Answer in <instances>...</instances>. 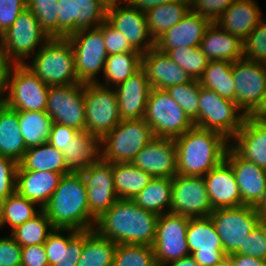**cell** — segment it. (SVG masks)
I'll return each instance as SVG.
<instances>
[{"instance_id": "obj_33", "label": "cell", "mask_w": 266, "mask_h": 266, "mask_svg": "<svg viewBox=\"0 0 266 266\" xmlns=\"http://www.w3.org/2000/svg\"><path fill=\"white\" fill-rule=\"evenodd\" d=\"M27 149L19 128L18 111L4 104L0 108V156L19 163Z\"/></svg>"}, {"instance_id": "obj_64", "label": "cell", "mask_w": 266, "mask_h": 266, "mask_svg": "<svg viewBox=\"0 0 266 266\" xmlns=\"http://www.w3.org/2000/svg\"><path fill=\"white\" fill-rule=\"evenodd\" d=\"M213 266H231V265H230V261L227 257L226 259H224L220 263L214 264Z\"/></svg>"}, {"instance_id": "obj_59", "label": "cell", "mask_w": 266, "mask_h": 266, "mask_svg": "<svg viewBox=\"0 0 266 266\" xmlns=\"http://www.w3.org/2000/svg\"><path fill=\"white\" fill-rule=\"evenodd\" d=\"M165 266H199V264L190 255V256L172 261V262L166 264Z\"/></svg>"}, {"instance_id": "obj_61", "label": "cell", "mask_w": 266, "mask_h": 266, "mask_svg": "<svg viewBox=\"0 0 266 266\" xmlns=\"http://www.w3.org/2000/svg\"><path fill=\"white\" fill-rule=\"evenodd\" d=\"M256 119L265 120L266 119V95L263 104L258 109V111L253 115Z\"/></svg>"}, {"instance_id": "obj_13", "label": "cell", "mask_w": 266, "mask_h": 266, "mask_svg": "<svg viewBox=\"0 0 266 266\" xmlns=\"http://www.w3.org/2000/svg\"><path fill=\"white\" fill-rule=\"evenodd\" d=\"M227 255L243 245L246 236L262 221L254 206L215 209L210 214Z\"/></svg>"}, {"instance_id": "obj_52", "label": "cell", "mask_w": 266, "mask_h": 266, "mask_svg": "<svg viewBox=\"0 0 266 266\" xmlns=\"http://www.w3.org/2000/svg\"><path fill=\"white\" fill-rule=\"evenodd\" d=\"M190 10L215 22L235 0H189Z\"/></svg>"}, {"instance_id": "obj_47", "label": "cell", "mask_w": 266, "mask_h": 266, "mask_svg": "<svg viewBox=\"0 0 266 266\" xmlns=\"http://www.w3.org/2000/svg\"><path fill=\"white\" fill-rule=\"evenodd\" d=\"M58 0H27V8L51 37H58Z\"/></svg>"}, {"instance_id": "obj_19", "label": "cell", "mask_w": 266, "mask_h": 266, "mask_svg": "<svg viewBox=\"0 0 266 266\" xmlns=\"http://www.w3.org/2000/svg\"><path fill=\"white\" fill-rule=\"evenodd\" d=\"M79 173L85 183L89 212L98 219L119 199L115 192L112 163L100 158Z\"/></svg>"}, {"instance_id": "obj_26", "label": "cell", "mask_w": 266, "mask_h": 266, "mask_svg": "<svg viewBox=\"0 0 266 266\" xmlns=\"http://www.w3.org/2000/svg\"><path fill=\"white\" fill-rule=\"evenodd\" d=\"M120 119H142L151 90L145 71L141 68L115 88Z\"/></svg>"}, {"instance_id": "obj_48", "label": "cell", "mask_w": 266, "mask_h": 266, "mask_svg": "<svg viewBox=\"0 0 266 266\" xmlns=\"http://www.w3.org/2000/svg\"><path fill=\"white\" fill-rule=\"evenodd\" d=\"M243 58L266 64V18L242 41Z\"/></svg>"}, {"instance_id": "obj_40", "label": "cell", "mask_w": 266, "mask_h": 266, "mask_svg": "<svg viewBox=\"0 0 266 266\" xmlns=\"http://www.w3.org/2000/svg\"><path fill=\"white\" fill-rule=\"evenodd\" d=\"M199 81L201 86L217 92L222 98L236 102L231 62L224 60L209 61Z\"/></svg>"}, {"instance_id": "obj_54", "label": "cell", "mask_w": 266, "mask_h": 266, "mask_svg": "<svg viewBox=\"0 0 266 266\" xmlns=\"http://www.w3.org/2000/svg\"><path fill=\"white\" fill-rule=\"evenodd\" d=\"M22 247L10 236H0V266H21Z\"/></svg>"}, {"instance_id": "obj_55", "label": "cell", "mask_w": 266, "mask_h": 266, "mask_svg": "<svg viewBox=\"0 0 266 266\" xmlns=\"http://www.w3.org/2000/svg\"><path fill=\"white\" fill-rule=\"evenodd\" d=\"M78 132L79 131L66 125L53 123L48 143L56 147L62 153H65L66 147L72 142V139Z\"/></svg>"}, {"instance_id": "obj_51", "label": "cell", "mask_w": 266, "mask_h": 266, "mask_svg": "<svg viewBox=\"0 0 266 266\" xmlns=\"http://www.w3.org/2000/svg\"><path fill=\"white\" fill-rule=\"evenodd\" d=\"M103 38L108 56L118 53H140L122 33L113 28L106 20L103 22Z\"/></svg>"}, {"instance_id": "obj_43", "label": "cell", "mask_w": 266, "mask_h": 266, "mask_svg": "<svg viewBox=\"0 0 266 266\" xmlns=\"http://www.w3.org/2000/svg\"><path fill=\"white\" fill-rule=\"evenodd\" d=\"M54 229L50 219L42 210L34 218L27 220L22 225L9 232V235H11L21 247H26L44 244L49 234Z\"/></svg>"}, {"instance_id": "obj_21", "label": "cell", "mask_w": 266, "mask_h": 266, "mask_svg": "<svg viewBox=\"0 0 266 266\" xmlns=\"http://www.w3.org/2000/svg\"><path fill=\"white\" fill-rule=\"evenodd\" d=\"M153 178H173L177 174L176 143L172 138H153L131 162Z\"/></svg>"}, {"instance_id": "obj_57", "label": "cell", "mask_w": 266, "mask_h": 266, "mask_svg": "<svg viewBox=\"0 0 266 266\" xmlns=\"http://www.w3.org/2000/svg\"><path fill=\"white\" fill-rule=\"evenodd\" d=\"M227 257L231 266H266V261L249 255L232 253Z\"/></svg>"}, {"instance_id": "obj_17", "label": "cell", "mask_w": 266, "mask_h": 266, "mask_svg": "<svg viewBox=\"0 0 266 266\" xmlns=\"http://www.w3.org/2000/svg\"><path fill=\"white\" fill-rule=\"evenodd\" d=\"M58 37L67 38L78 30L98 28L107 7L99 0H58Z\"/></svg>"}, {"instance_id": "obj_15", "label": "cell", "mask_w": 266, "mask_h": 266, "mask_svg": "<svg viewBox=\"0 0 266 266\" xmlns=\"http://www.w3.org/2000/svg\"><path fill=\"white\" fill-rule=\"evenodd\" d=\"M46 113L53 123L85 131L84 84L49 86Z\"/></svg>"}, {"instance_id": "obj_36", "label": "cell", "mask_w": 266, "mask_h": 266, "mask_svg": "<svg viewBox=\"0 0 266 266\" xmlns=\"http://www.w3.org/2000/svg\"><path fill=\"white\" fill-rule=\"evenodd\" d=\"M112 172L119 199L133 200L153 178L132 163H112Z\"/></svg>"}, {"instance_id": "obj_44", "label": "cell", "mask_w": 266, "mask_h": 266, "mask_svg": "<svg viewBox=\"0 0 266 266\" xmlns=\"http://www.w3.org/2000/svg\"><path fill=\"white\" fill-rule=\"evenodd\" d=\"M175 64L183 68L194 80H199L208 66L209 59L198 47H177L166 53Z\"/></svg>"}, {"instance_id": "obj_18", "label": "cell", "mask_w": 266, "mask_h": 266, "mask_svg": "<svg viewBox=\"0 0 266 266\" xmlns=\"http://www.w3.org/2000/svg\"><path fill=\"white\" fill-rule=\"evenodd\" d=\"M186 238L190 255L199 266H213L227 258L210 216L189 218Z\"/></svg>"}, {"instance_id": "obj_42", "label": "cell", "mask_w": 266, "mask_h": 266, "mask_svg": "<svg viewBox=\"0 0 266 266\" xmlns=\"http://www.w3.org/2000/svg\"><path fill=\"white\" fill-rule=\"evenodd\" d=\"M37 206V207H36ZM43 209L35 202L21 196L17 191L0 202V229L10 226V232L27 220L34 218Z\"/></svg>"}, {"instance_id": "obj_46", "label": "cell", "mask_w": 266, "mask_h": 266, "mask_svg": "<svg viewBox=\"0 0 266 266\" xmlns=\"http://www.w3.org/2000/svg\"><path fill=\"white\" fill-rule=\"evenodd\" d=\"M200 88V81L193 80L184 84L172 85L166 90L188 117L194 121L198 117Z\"/></svg>"}, {"instance_id": "obj_24", "label": "cell", "mask_w": 266, "mask_h": 266, "mask_svg": "<svg viewBox=\"0 0 266 266\" xmlns=\"http://www.w3.org/2000/svg\"><path fill=\"white\" fill-rule=\"evenodd\" d=\"M212 21L189 10L184 18L155 41V47L167 53L177 47H198Z\"/></svg>"}, {"instance_id": "obj_10", "label": "cell", "mask_w": 266, "mask_h": 266, "mask_svg": "<svg viewBox=\"0 0 266 266\" xmlns=\"http://www.w3.org/2000/svg\"><path fill=\"white\" fill-rule=\"evenodd\" d=\"M74 50L76 76L80 83H97L108 57L103 23L95 29H82L67 37Z\"/></svg>"}, {"instance_id": "obj_8", "label": "cell", "mask_w": 266, "mask_h": 266, "mask_svg": "<svg viewBox=\"0 0 266 266\" xmlns=\"http://www.w3.org/2000/svg\"><path fill=\"white\" fill-rule=\"evenodd\" d=\"M245 117L236 102L201 86L198 117L193 121L196 127L218 132L230 141L240 130Z\"/></svg>"}, {"instance_id": "obj_53", "label": "cell", "mask_w": 266, "mask_h": 266, "mask_svg": "<svg viewBox=\"0 0 266 266\" xmlns=\"http://www.w3.org/2000/svg\"><path fill=\"white\" fill-rule=\"evenodd\" d=\"M27 8V0H0V36L14 23Z\"/></svg>"}, {"instance_id": "obj_49", "label": "cell", "mask_w": 266, "mask_h": 266, "mask_svg": "<svg viewBox=\"0 0 266 266\" xmlns=\"http://www.w3.org/2000/svg\"><path fill=\"white\" fill-rule=\"evenodd\" d=\"M235 253L266 261V221H261L246 236L243 245Z\"/></svg>"}, {"instance_id": "obj_25", "label": "cell", "mask_w": 266, "mask_h": 266, "mask_svg": "<svg viewBox=\"0 0 266 266\" xmlns=\"http://www.w3.org/2000/svg\"><path fill=\"white\" fill-rule=\"evenodd\" d=\"M203 179L213 210L244 205L231 165L225 159Z\"/></svg>"}, {"instance_id": "obj_50", "label": "cell", "mask_w": 266, "mask_h": 266, "mask_svg": "<svg viewBox=\"0 0 266 266\" xmlns=\"http://www.w3.org/2000/svg\"><path fill=\"white\" fill-rule=\"evenodd\" d=\"M18 166L15 160L0 156V202L16 191Z\"/></svg>"}, {"instance_id": "obj_65", "label": "cell", "mask_w": 266, "mask_h": 266, "mask_svg": "<svg viewBox=\"0 0 266 266\" xmlns=\"http://www.w3.org/2000/svg\"><path fill=\"white\" fill-rule=\"evenodd\" d=\"M4 105V96L3 92H0V108Z\"/></svg>"}, {"instance_id": "obj_41", "label": "cell", "mask_w": 266, "mask_h": 266, "mask_svg": "<svg viewBox=\"0 0 266 266\" xmlns=\"http://www.w3.org/2000/svg\"><path fill=\"white\" fill-rule=\"evenodd\" d=\"M18 123L27 148L48 142L53 121L46 112L18 111Z\"/></svg>"}, {"instance_id": "obj_63", "label": "cell", "mask_w": 266, "mask_h": 266, "mask_svg": "<svg viewBox=\"0 0 266 266\" xmlns=\"http://www.w3.org/2000/svg\"><path fill=\"white\" fill-rule=\"evenodd\" d=\"M5 64L3 63L2 55L0 53V92H3V73L5 69Z\"/></svg>"}, {"instance_id": "obj_62", "label": "cell", "mask_w": 266, "mask_h": 266, "mask_svg": "<svg viewBox=\"0 0 266 266\" xmlns=\"http://www.w3.org/2000/svg\"><path fill=\"white\" fill-rule=\"evenodd\" d=\"M103 5H105L107 8L112 7L114 5L124 3L126 0H99Z\"/></svg>"}, {"instance_id": "obj_39", "label": "cell", "mask_w": 266, "mask_h": 266, "mask_svg": "<svg viewBox=\"0 0 266 266\" xmlns=\"http://www.w3.org/2000/svg\"><path fill=\"white\" fill-rule=\"evenodd\" d=\"M172 178H152L133 201L142 209L158 215L170 213Z\"/></svg>"}, {"instance_id": "obj_1", "label": "cell", "mask_w": 266, "mask_h": 266, "mask_svg": "<svg viewBox=\"0 0 266 266\" xmlns=\"http://www.w3.org/2000/svg\"><path fill=\"white\" fill-rule=\"evenodd\" d=\"M158 216L142 209L133 200L118 199L96 219L94 230L116 244L152 246Z\"/></svg>"}, {"instance_id": "obj_28", "label": "cell", "mask_w": 266, "mask_h": 266, "mask_svg": "<svg viewBox=\"0 0 266 266\" xmlns=\"http://www.w3.org/2000/svg\"><path fill=\"white\" fill-rule=\"evenodd\" d=\"M83 244L84 231L55 228L43 244L48 265L77 266Z\"/></svg>"}, {"instance_id": "obj_30", "label": "cell", "mask_w": 266, "mask_h": 266, "mask_svg": "<svg viewBox=\"0 0 266 266\" xmlns=\"http://www.w3.org/2000/svg\"><path fill=\"white\" fill-rule=\"evenodd\" d=\"M62 176L51 171L17 170L16 191L43 209Z\"/></svg>"}, {"instance_id": "obj_5", "label": "cell", "mask_w": 266, "mask_h": 266, "mask_svg": "<svg viewBox=\"0 0 266 266\" xmlns=\"http://www.w3.org/2000/svg\"><path fill=\"white\" fill-rule=\"evenodd\" d=\"M2 91L4 104L13 110L46 112L49 86L24 64L5 66Z\"/></svg>"}, {"instance_id": "obj_35", "label": "cell", "mask_w": 266, "mask_h": 266, "mask_svg": "<svg viewBox=\"0 0 266 266\" xmlns=\"http://www.w3.org/2000/svg\"><path fill=\"white\" fill-rule=\"evenodd\" d=\"M189 10V0H176L149 9L145 15L150 36L156 41L168 29L181 21Z\"/></svg>"}, {"instance_id": "obj_23", "label": "cell", "mask_w": 266, "mask_h": 266, "mask_svg": "<svg viewBox=\"0 0 266 266\" xmlns=\"http://www.w3.org/2000/svg\"><path fill=\"white\" fill-rule=\"evenodd\" d=\"M230 147L242 158L266 170V121L246 116Z\"/></svg>"}, {"instance_id": "obj_56", "label": "cell", "mask_w": 266, "mask_h": 266, "mask_svg": "<svg viewBox=\"0 0 266 266\" xmlns=\"http://www.w3.org/2000/svg\"><path fill=\"white\" fill-rule=\"evenodd\" d=\"M21 266H49L44 245L22 247Z\"/></svg>"}, {"instance_id": "obj_27", "label": "cell", "mask_w": 266, "mask_h": 266, "mask_svg": "<svg viewBox=\"0 0 266 266\" xmlns=\"http://www.w3.org/2000/svg\"><path fill=\"white\" fill-rule=\"evenodd\" d=\"M142 69L145 71L151 88L167 89L172 85L191 82L189 74L157 47L142 55Z\"/></svg>"}, {"instance_id": "obj_22", "label": "cell", "mask_w": 266, "mask_h": 266, "mask_svg": "<svg viewBox=\"0 0 266 266\" xmlns=\"http://www.w3.org/2000/svg\"><path fill=\"white\" fill-rule=\"evenodd\" d=\"M225 160L231 165L243 204L256 207L266 191V170L240 157L230 146Z\"/></svg>"}, {"instance_id": "obj_9", "label": "cell", "mask_w": 266, "mask_h": 266, "mask_svg": "<svg viewBox=\"0 0 266 266\" xmlns=\"http://www.w3.org/2000/svg\"><path fill=\"white\" fill-rule=\"evenodd\" d=\"M143 119L157 138L175 139L195 126L166 89L151 88Z\"/></svg>"}, {"instance_id": "obj_31", "label": "cell", "mask_w": 266, "mask_h": 266, "mask_svg": "<svg viewBox=\"0 0 266 266\" xmlns=\"http://www.w3.org/2000/svg\"><path fill=\"white\" fill-rule=\"evenodd\" d=\"M200 48L209 61L224 60L231 63L243 58L242 40L212 22L206 29Z\"/></svg>"}, {"instance_id": "obj_11", "label": "cell", "mask_w": 266, "mask_h": 266, "mask_svg": "<svg viewBox=\"0 0 266 266\" xmlns=\"http://www.w3.org/2000/svg\"><path fill=\"white\" fill-rule=\"evenodd\" d=\"M85 131L100 140L120 122L116 91L99 83H84Z\"/></svg>"}, {"instance_id": "obj_45", "label": "cell", "mask_w": 266, "mask_h": 266, "mask_svg": "<svg viewBox=\"0 0 266 266\" xmlns=\"http://www.w3.org/2000/svg\"><path fill=\"white\" fill-rule=\"evenodd\" d=\"M152 246L136 244H117L113 266H156Z\"/></svg>"}, {"instance_id": "obj_2", "label": "cell", "mask_w": 266, "mask_h": 266, "mask_svg": "<svg viewBox=\"0 0 266 266\" xmlns=\"http://www.w3.org/2000/svg\"><path fill=\"white\" fill-rule=\"evenodd\" d=\"M43 211L54 228L87 231L96 219L89 212L87 191L79 172L63 175Z\"/></svg>"}, {"instance_id": "obj_58", "label": "cell", "mask_w": 266, "mask_h": 266, "mask_svg": "<svg viewBox=\"0 0 266 266\" xmlns=\"http://www.w3.org/2000/svg\"><path fill=\"white\" fill-rule=\"evenodd\" d=\"M174 1L176 0H126L131 7L143 12H147L149 9L155 6L171 3Z\"/></svg>"}, {"instance_id": "obj_7", "label": "cell", "mask_w": 266, "mask_h": 266, "mask_svg": "<svg viewBox=\"0 0 266 266\" xmlns=\"http://www.w3.org/2000/svg\"><path fill=\"white\" fill-rule=\"evenodd\" d=\"M153 138L152 129L143 118L121 120L100 140L101 159L110 163H131Z\"/></svg>"}, {"instance_id": "obj_38", "label": "cell", "mask_w": 266, "mask_h": 266, "mask_svg": "<svg viewBox=\"0 0 266 266\" xmlns=\"http://www.w3.org/2000/svg\"><path fill=\"white\" fill-rule=\"evenodd\" d=\"M142 53H118L109 55L103 71L104 82L97 83L115 88L142 68Z\"/></svg>"}, {"instance_id": "obj_14", "label": "cell", "mask_w": 266, "mask_h": 266, "mask_svg": "<svg viewBox=\"0 0 266 266\" xmlns=\"http://www.w3.org/2000/svg\"><path fill=\"white\" fill-rule=\"evenodd\" d=\"M188 224L187 216L173 213L158 216L155 239L152 244L157 264L166 265L190 256L186 238Z\"/></svg>"}, {"instance_id": "obj_20", "label": "cell", "mask_w": 266, "mask_h": 266, "mask_svg": "<svg viewBox=\"0 0 266 266\" xmlns=\"http://www.w3.org/2000/svg\"><path fill=\"white\" fill-rule=\"evenodd\" d=\"M106 21L120 33L140 53L155 47L150 36L145 12L131 7L127 2L107 8Z\"/></svg>"}, {"instance_id": "obj_3", "label": "cell", "mask_w": 266, "mask_h": 266, "mask_svg": "<svg viewBox=\"0 0 266 266\" xmlns=\"http://www.w3.org/2000/svg\"><path fill=\"white\" fill-rule=\"evenodd\" d=\"M177 174L203 177L224 159L230 141L222 134L192 127L175 138Z\"/></svg>"}, {"instance_id": "obj_60", "label": "cell", "mask_w": 266, "mask_h": 266, "mask_svg": "<svg viewBox=\"0 0 266 266\" xmlns=\"http://www.w3.org/2000/svg\"><path fill=\"white\" fill-rule=\"evenodd\" d=\"M255 208L260 214L262 221H266V191L264 193L262 200Z\"/></svg>"}, {"instance_id": "obj_4", "label": "cell", "mask_w": 266, "mask_h": 266, "mask_svg": "<svg viewBox=\"0 0 266 266\" xmlns=\"http://www.w3.org/2000/svg\"><path fill=\"white\" fill-rule=\"evenodd\" d=\"M24 65L48 86L80 83L68 38H50Z\"/></svg>"}, {"instance_id": "obj_6", "label": "cell", "mask_w": 266, "mask_h": 266, "mask_svg": "<svg viewBox=\"0 0 266 266\" xmlns=\"http://www.w3.org/2000/svg\"><path fill=\"white\" fill-rule=\"evenodd\" d=\"M50 38L33 13L26 8L0 36L3 63L25 64Z\"/></svg>"}, {"instance_id": "obj_37", "label": "cell", "mask_w": 266, "mask_h": 266, "mask_svg": "<svg viewBox=\"0 0 266 266\" xmlns=\"http://www.w3.org/2000/svg\"><path fill=\"white\" fill-rule=\"evenodd\" d=\"M116 246L94 229L84 231L83 250L77 266H113Z\"/></svg>"}, {"instance_id": "obj_12", "label": "cell", "mask_w": 266, "mask_h": 266, "mask_svg": "<svg viewBox=\"0 0 266 266\" xmlns=\"http://www.w3.org/2000/svg\"><path fill=\"white\" fill-rule=\"evenodd\" d=\"M236 90V105L246 115L253 116L266 95V64L245 58L232 63Z\"/></svg>"}, {"instance_id": "obj_32", "label": "cell", "mask_w": 266, "mask_h": 266, "mask_svg": "<svg viewBox=\"0 0 266 266\" xmlns=\"http://www.w3.org/2000/svg\"><path fill=\"white\" fill-rule=\"evenodd\" d=\"M64 161L71 172H79L101 158L100 139L86 131L78 132L63 153Z\"/></svg>"}, {"instance_id": "obj_29", "label": "cell", "mask_w": 266, "mask_h": 266, "mask_svg": "<svg viewBox=\"0 0 266 266\" xmlns=\"http://www.w3.org/2000/svg\"><path fill=\"white\" fill-rule=\"evenodd\" d=\"M256 1L235 0L215 23L243 41L263 19Z\"/></svg>"}, {"instance_id": "obj_34", "label": "cell", "mask_w": 266, "mask_h": 266, "mask_svg": "<svg viewBox=\"0 0 266 266\" xmlns=\"http://www.w3.org/2000/svg\"><path fill=\"white\" fill-rule=\"evenodd\" d=\"M17 170L51 171L62 175L71 173L63 153L48 142L28 148Z\"/></svg>"}, {"instance_id": "obj_16", "label": "cell", "mask_w": 266, "mask_h": 266, "mask_svg": "<svg viewBox=\"0 0 266 266\" xmlns=\"http://www.w3.org/2000/svg\"><path fill=\"white\" fill-rule=\"evenodd\" d=\"M212 211L203 177L176 174L172 178L170 213L198 218L209 217Z\"/></svg>"}]
</instances>
